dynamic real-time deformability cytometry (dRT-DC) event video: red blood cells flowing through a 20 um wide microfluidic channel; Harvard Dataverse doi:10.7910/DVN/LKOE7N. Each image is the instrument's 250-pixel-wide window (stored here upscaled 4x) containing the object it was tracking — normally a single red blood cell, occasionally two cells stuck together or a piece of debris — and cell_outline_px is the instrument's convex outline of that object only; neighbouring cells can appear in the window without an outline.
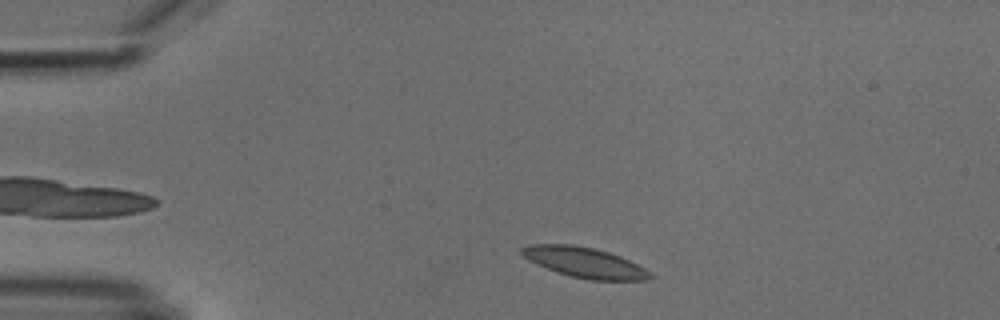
{"species": "common noctule bat (a hibernating species)", "species_latin": "Nyctalus noctula", "temperature_condition": "cold", "stored_images_in_passage": 2, "camera_frame_rate_fps": 3000, "um_per_image_px": 0.085, "animal": {"sex": "male", "body_mass_g": 18.8}, "frame": {"image": 1, "passage_image": 1, "time_ms": 0.0, "image_size_px": [1000, 320], "cell_outline_px": [[652, 276], [648, 280], [592, 280], [572, 276], [556, 272], [536, 264], [528, 260], [520, 252], [520, 248], [528, 244], [572, 244], [592, 248], [608, 252], [620, 256], [644, 268]], "centroid_in_image_um": [49.63, 22.3], "position_along_channel_um": 35.4, "area_um2": 22.43}}